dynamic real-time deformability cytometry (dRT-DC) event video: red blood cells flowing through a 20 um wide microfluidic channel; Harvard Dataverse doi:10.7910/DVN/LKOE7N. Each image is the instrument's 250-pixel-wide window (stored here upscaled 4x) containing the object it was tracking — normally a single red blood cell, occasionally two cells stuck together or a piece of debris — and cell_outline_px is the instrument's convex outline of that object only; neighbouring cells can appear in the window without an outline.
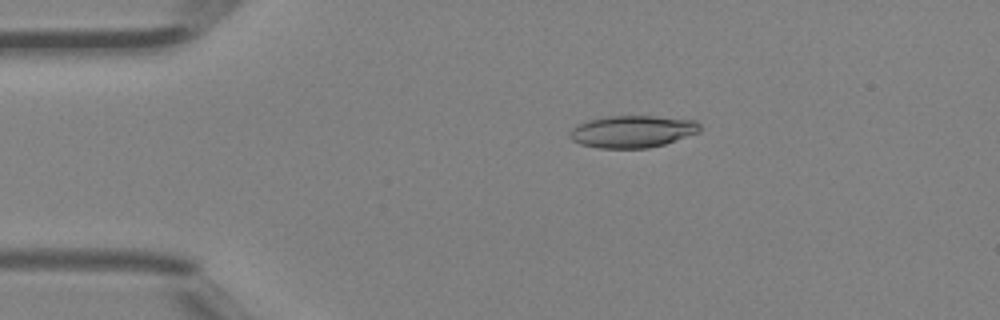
{"species": "Egyptian fruit bat (a non-hibernating species)", "species_latin": "Rousettus aegyptiacus", "temperature_condition": "room temperature", "stored_images_in_passage": 46, "camera_frame_rate_fps": 3000, "um_per_image_px": 0.085, "animal": {"sex": "female"}, "frame": {"image": 1, "passage_image": 9, "time_ms": 2.667, "image_size_px": [1000, 320], "cell_outline_px": [[700, 132], [664, 144], [648, 148], [596, 148], [580, 144], [572, 140], [568, 136], [572, 128], [588, 120], [608, 116], [656, 116], [696, 120], [700, 124]], "centroid_in_image_um": [53.76, 11.18], "position_along_channel_um": 31.2, "area_um2": 24.39}}
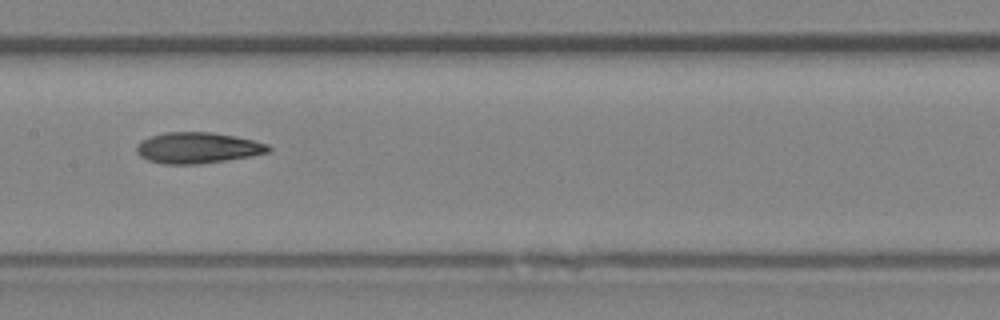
{"frame": {"image": 2, "passage_image": 23, "time_ms": 7.333, "image_size_px": [1000, 320], "cell_outline_px": [[272, 148], [268, 152], [248, 156], [200, 164], [164, 164], [148, 160], [140, 156], [136, 152], [136, 144], [148, 136], [164, 132], [212, 132], [236, 136], [268, 144]], "centroid_in_image_um": [16.75, 12.55], "position_along_channel_um": 190.7, "area_um2": 23.81}}
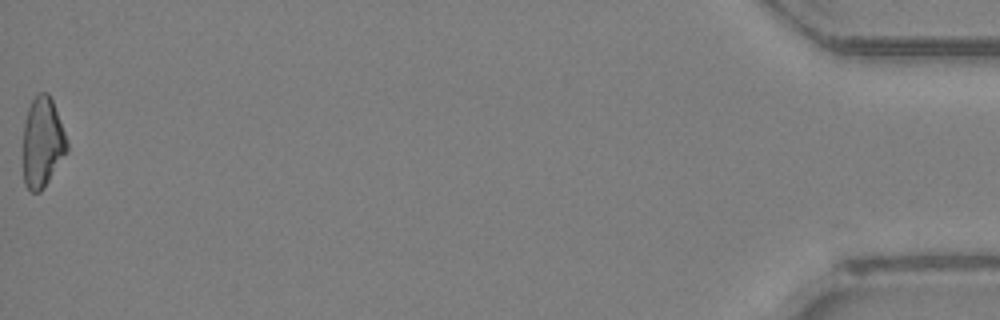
{"frame": {"image": 3, "passage_image": 46, "time_ms": 15.0, "image_size_px": [1000, 320], "cell_outline_px": [[68, 152], [44, 188], [40, 192], [32, 192], [24, 184], [24, 124], [28, 108], [32, 100], [40, 92], [48, 92], [52, 100], [64, 132], [68, 144]], "centroid_in_image_um": [3.62, 12.13], "position_along_channel_um": 431.6, "area_um2": 22.89}, "authors_computed_cell_mechanics": {"area_um2": 23.4668, "velocity_mm_per_s": 4.4912, "shape_relaxation_time_tau1_ms": 9.5041, "shape_relaxation_time_tau2_ms": 4.0027, "deformation_change_tau1": 0.2413, "deformation_change_tau2": 0.1227}}